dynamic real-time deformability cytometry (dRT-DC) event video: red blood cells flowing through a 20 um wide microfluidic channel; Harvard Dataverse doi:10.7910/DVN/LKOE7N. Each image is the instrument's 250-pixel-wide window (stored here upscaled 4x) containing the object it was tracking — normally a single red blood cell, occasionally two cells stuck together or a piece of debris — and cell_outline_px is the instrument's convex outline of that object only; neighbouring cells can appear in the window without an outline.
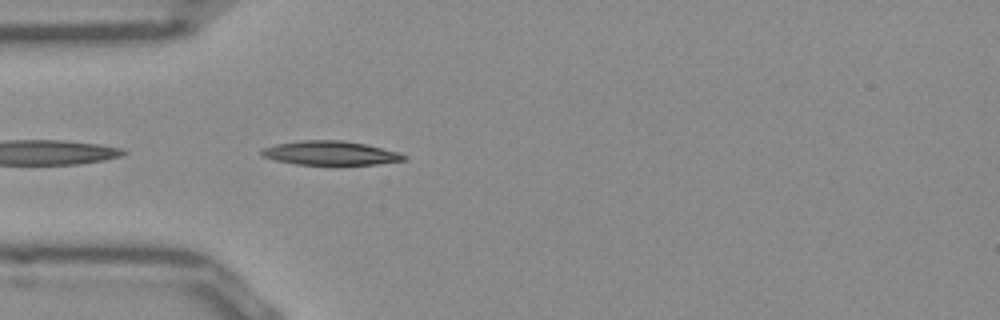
{"species": "Egyptian fruit bat (a non-hibernating species)", "species_latin": "Rousettus aegyptiacus", "temperature_condition": "room temperature", "stored_images_in_passage": 10, "camera_frame_rate_fps": 3000, "um_per_image_px": 0.085, "frame": {"image": 1, "passage_image": 1, "time_ms": 0.0, "image_size_px": [1000, 320], "cell_outline_px": [[408, 156], [404, 160], [376, 164], [296, 164], [276, 160], [264, 156], [260, 152], [264, 148], [276, 144], [304, 140], [344, 140], [368, 144], [400, 152]], "centroid_in_image_um": [28.15, 12.99], "position_along_channel_um": 56.9, "area_um2": 19.77}}
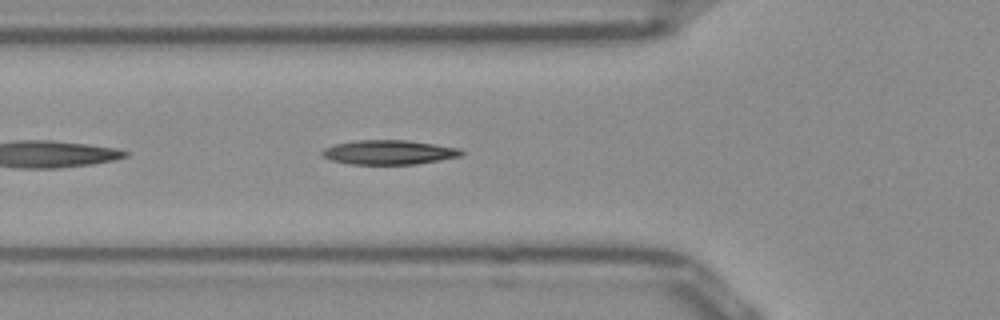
{"frame": {"image": 2, "passage_image": 4, "time_ms": 1.0, "image_size_px": [1000, 320], "cell_outline_px": [[464, 152], [460, 156], [440, 160], [416, 164], [348, 164], [332, 160], [324, 156], [320, 152], [324, 148], [336, 144], [356, 140], [408, 140], [460, 148]], "centroid_in_image_um": [33.06, 12.94], "position_along_channel_um": 92.7, "area_um2": 19.71}}
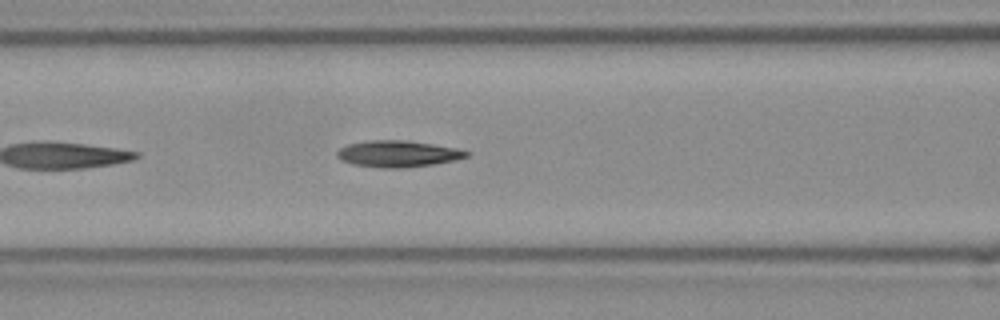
{"frame": {"image": 3, "passage_image": 7, "time_ms": 2.0, "image_size_px": [1000, 320], "cell_outline_px": [[472, 152], [468, 156], [456, 160], [432, 164], [400, 168], [384, 168], [352, 164], [340, 160], [336, 156], [336, 152], [340, 148], [348, 144], [368, 140], [404, 140], [432, 144], [456, 148]], "centroid_in_image_um": [33.8, 13.07], "position_along_channel_um": 132.8, "area_um2": 19.94}}